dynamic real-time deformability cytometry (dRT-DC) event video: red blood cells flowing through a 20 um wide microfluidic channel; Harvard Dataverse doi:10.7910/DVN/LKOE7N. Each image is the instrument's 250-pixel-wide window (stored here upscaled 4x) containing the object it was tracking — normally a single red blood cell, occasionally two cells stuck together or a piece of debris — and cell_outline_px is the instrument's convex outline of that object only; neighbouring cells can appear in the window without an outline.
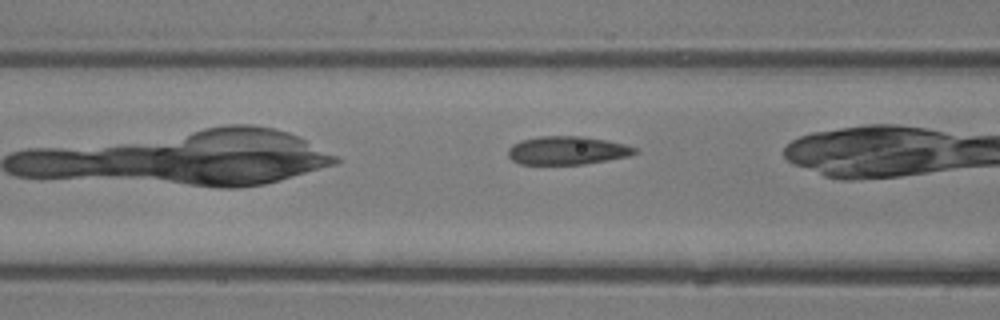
{"species": "common noctule bat (a hibernating species)", "species_latin": "Nyctalus noctula", "temperature_condition": "room temperature", "stored_images_in_passage": 21, "camera_frame_rate_fps": 3000, "um_per_image_px": 0.085, "animal": {"sex": "male", "body_mass_g": 13.3}, "frame": {"image": 1, "passage_image": 4, "time_ms": 1.0, "image_size_px": [1000, 320], "cell_outline_px": [[636, 152], [628, 156], [584, 164], [520, 164], [512, 160], [508, 156], [508, 148], [524, 140], [540, 136], [584, 136], [624, 144], [636, 148]], "centroid_in_image_um": [48.2, 12.79], "position_along_channel_um": 118.4, "area_um2": 20.58}}
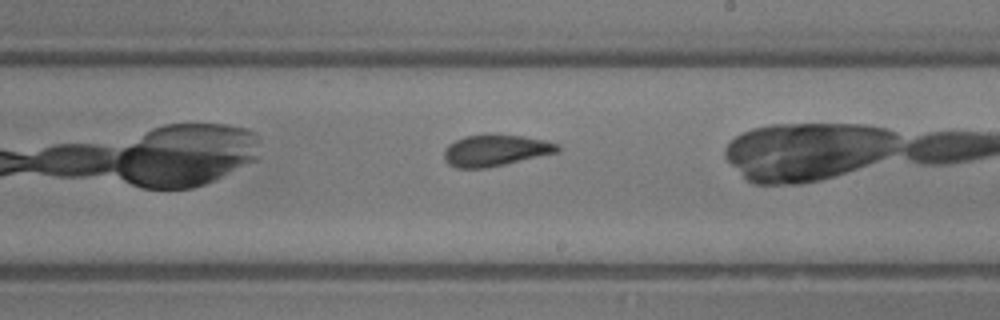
{"frame": {"image": 2, "passage_image": 12, "time_ms": 3.667, "image_size_px": [1000, 320], "cell_outline_px": [[560, 148], [556, 152], [488, 168], [456, 168], [448, 164], [444, 160], [444, 152], [448, 144], [464, 136], [520, 136], [544, 140], [556, 144]], "centroid_in_image_um": [42.04, 12.81], "position_along_channel_um": 247.0, "area_um2": 20.11}, "authors_computed_cell_mechanics": {"area_um2": 20.3456, "velocity_mm_per_s": 4.8185, "shape_relaxation_time_tau1_ms": 3.0475, "shape_relaxation_time_tau2_ms": 1.1662, "deformation_change_tau1": 0.1081, "deformation_change_tau2": 0.0633}}